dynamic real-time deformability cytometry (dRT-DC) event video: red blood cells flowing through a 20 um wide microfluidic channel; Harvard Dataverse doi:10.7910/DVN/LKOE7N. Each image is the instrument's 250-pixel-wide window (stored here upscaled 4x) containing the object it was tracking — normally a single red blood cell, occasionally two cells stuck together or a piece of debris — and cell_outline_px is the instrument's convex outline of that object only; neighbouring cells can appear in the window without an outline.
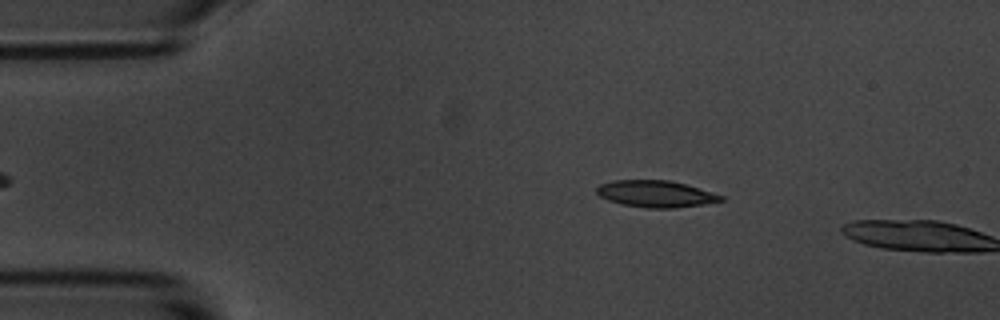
{"species": "common noctule bat (a hibernating species)", "species_latin": "Nyctalus noctula", "temperature_condition": "room temperature", "stored_images_in_passage": 4, "camera_frame_rate_fps": 3000, "um_per_image_px": 0.085, "animal": {"sex": "male", "body_mass_g": 20.1, "forearm_length_mm": 53.5}, "frame": {"image": 1, "passage_image": 3, "time_ms": 0.667, "image_size_px": [1000, 320], "cell_outline_px": [[724, 200], [704, 204], [672, 208], [648, 208], [620, 204], [608, 200], [600, 196], [596, 192], [596, 188], [600, 184], [612, 180], [668, 180], [688, 184], [724, 196]], "centroid_in_image_um": [55.73, 16.47], "position_along_channel_um": 29.3, "area_um2": 19.42}}